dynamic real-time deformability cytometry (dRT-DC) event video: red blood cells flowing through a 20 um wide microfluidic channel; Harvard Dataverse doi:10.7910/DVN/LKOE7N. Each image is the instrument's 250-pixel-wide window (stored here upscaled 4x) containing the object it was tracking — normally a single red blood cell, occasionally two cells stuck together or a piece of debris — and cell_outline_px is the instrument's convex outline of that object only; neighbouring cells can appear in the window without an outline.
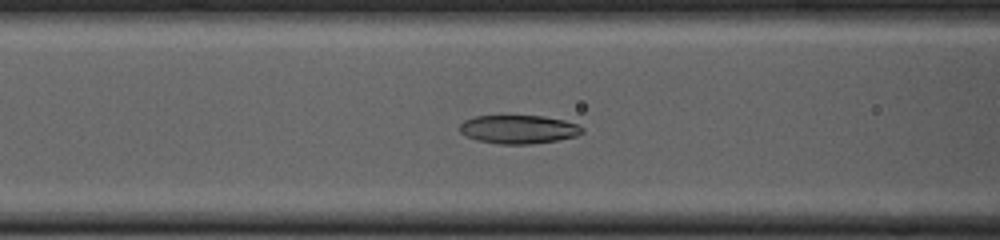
{"species": "common noctule bat (a hibernating species)", "species_latin": "Nyctalus noctula", "temperature_condition": "cold", "stored_images_in_passage": 54, "camera_frame_rate_fps": 3000, "um_per_image_px": 0.085, "animal": {"sex": "female", "body_mass_g": 23.0, "forearm_length_mm": 53.4}, "frame": {"image": 1, "passage_image": 21, "time_ms": 6.667, "image_size_px": [1000, 240], "cell_outline_px": [[584, 132], [576, 136], [556, 140], [532, 144], [500, 144], [476, 140], [460, 132], [460, 124], [464, 120], [472, 116], [544, 116], [564, 120], [576, 124], [584, 128]], "centroid_in_image_um": [44.08, 10.99], "position_along_channel_um": 122.5, "area_um2": 20.35}}
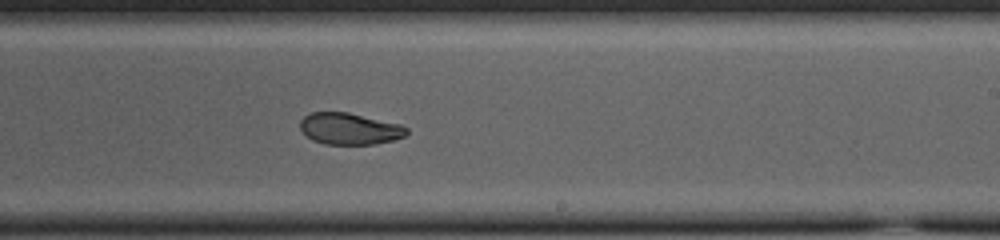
{"frame": {"image": 2, "passage_image": 32, "time_ms": 10.333, "image_size_px": [1000, 240], "cell_outline_px": [[408, 132], [404, 136], [392, 140], [372, 144], [324, 144], [312, 140], [300, 128], [300, 120], [304, 116], [312, 112], [348, 112], [400, 124], [408, 128]], "centroid_in_image_um": [29.7, 10.93], "position_along_channel_um": 259.3, "area_um2": 19.48}}
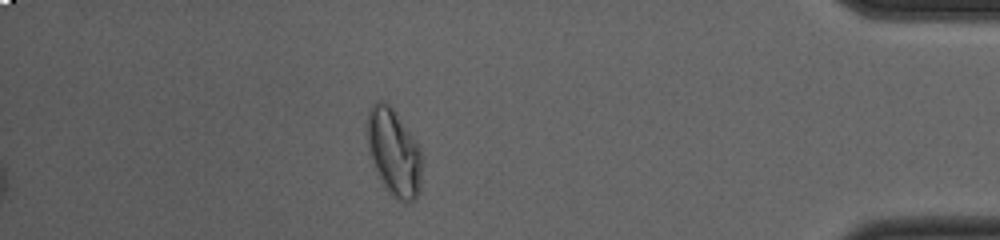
{"frame": {"image": 3, "passage_image": 47, "time_ms": 15.333, "image_size_px": [1000, 240], "cell_outline_px": [[424, 160], [420, 192], [416, 200], [408, 204], [404, 204], [392, 196], [388, 192], [380, 180], [368, 152], [368, 112], [372, 104], [376, 100], [380, 100], [388, 104], [392, 108], [412, 136], [420, 148]], "centroid_in_image_um": [33.53, 13.04], "position_along_channel_um": 401.7, "area_um2": 28.21}, "authors_computed_cell_mechanics": {"area_um2": 21.4727, "velocity_mm_per_s": 3.7477, "shape_relaxation_time_tau1_ms": null, "shape_relaxation_time_tau2_ms": 2.3109, "deformation_change_tau1": null, "deformation_change_tau2": 0.065}}